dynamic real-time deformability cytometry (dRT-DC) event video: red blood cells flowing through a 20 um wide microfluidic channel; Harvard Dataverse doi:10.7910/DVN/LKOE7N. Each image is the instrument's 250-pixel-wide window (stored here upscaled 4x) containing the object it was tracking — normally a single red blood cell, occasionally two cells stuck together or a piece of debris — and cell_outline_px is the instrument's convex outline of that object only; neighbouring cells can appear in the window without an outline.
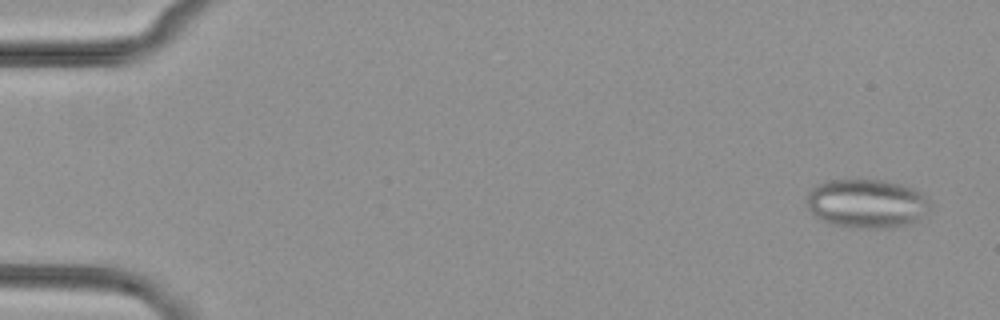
{"species": "common noctule bat (a hibernating species)", "species_latin": "Nyctalus noctula", "temperature_condition": "cold", "stored_images_in_passage": 6, "camera_frame_rate_fps": 3000, "um_per_image_px": 0.085, "animal": {"sex": "female", "body_mass_g": 29.2, "forearm_length_mm": 56.3}, "frame": {"image": 1, "passage_image": 3, "time_ms": 0.667, "image_size_px": [1000, 320], "cell_outline_px": [[932, 204], [916, 220], [892, 228], [848, 228], [828, 224], [816, 216], [808, 208], [804, 200], [804, 196], [816, 184], [828, 180], [880, 180], [912, 188], [920, 192]], "centroid_in_image_um": [73.57, 17.31], "position_along_channel_um": 11.4, "area_um2": 35.14}}